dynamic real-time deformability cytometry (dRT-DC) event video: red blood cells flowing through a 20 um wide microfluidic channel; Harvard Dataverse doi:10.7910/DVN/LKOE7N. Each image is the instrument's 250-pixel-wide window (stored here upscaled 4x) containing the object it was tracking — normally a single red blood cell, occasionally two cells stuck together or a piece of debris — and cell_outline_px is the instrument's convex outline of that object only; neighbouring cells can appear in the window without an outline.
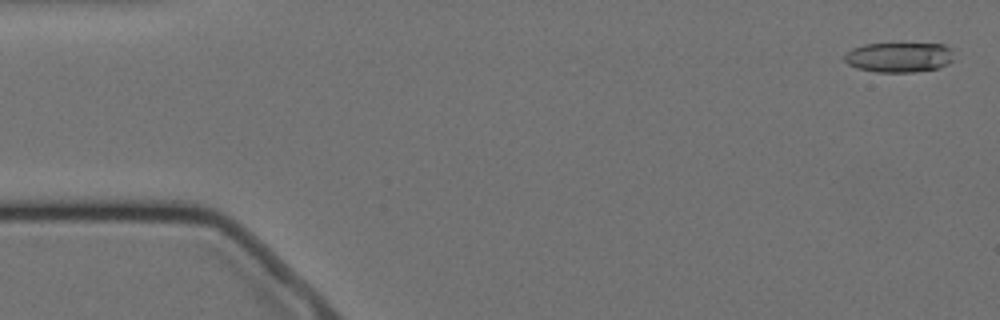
{"species": "Egyptian fruit bat (a non-hibernating species)", "species_latin": "Rousettus aegyptiacus", "temperature_condition": "cold", "stored_images_in_passage": 58, "camera_frame_rate_fps": 3000, "um_per_image_px": 0.085, "animal": {"sex": "female"}, "frame": {"image": 1, "passage_image": 2, "time_ms": 0.333, "image_size_px": [1000, 320], "cell_outline_px": [[952, 60], [948, 64], [940, 68], [916, 72], [876, 72], [856, 68], [848, 64], [844, 60], [844, 56], [852, 48], [864, 44], [900, 40], [944, 44], [952, 48]], "centroid_in_image_um": [76.45, 4.8], "position_along_channel_um": 8.6, "area_um2": 20.35}}
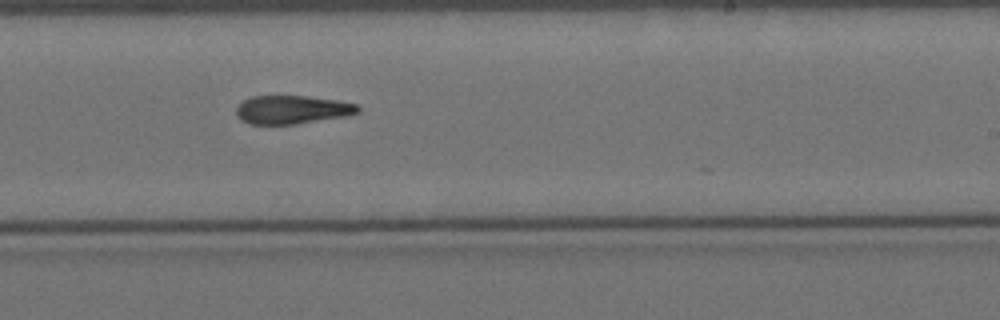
{"frame": {"image": 2, "passage_image": 34, "time_ms": 11.0, "image_size_px": [1000, 320], "cell_outline_px": [[360, 112], [344, 116], [296, 124], [248, 124], [240, 120], [236, 112], [236, 108], [244, 100], [252, 96], [304, 96], [336, 100], [356, 104], [360, 108]], "centroid_in_image_um": [24.8, 9.32], "position_along_channel_um": 264.2, "area_um2": 20.0}}
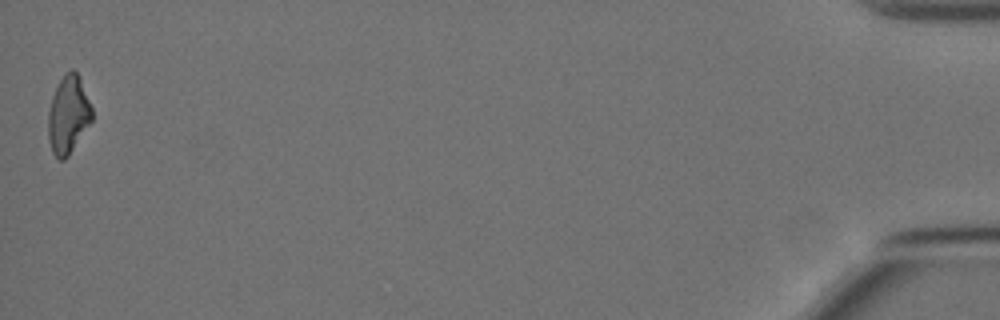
{"frame": {"image": 3, "passage_image": 57, "time_ms": 18.667, "image_size_px": [1000, 320], "cell_outline_px": [[92, 120], [68, 156], [64, 160], [60, 160], [52, 152], [48, 140], [48, 112], [52, 96], [64, 72], [72, 68], [76, 72], [80, 80], [92, 108]], "centroid_in_image_um": [5.78, 9.76], "position_along_channel_um": 429.4, "area_um2": 19.65}}